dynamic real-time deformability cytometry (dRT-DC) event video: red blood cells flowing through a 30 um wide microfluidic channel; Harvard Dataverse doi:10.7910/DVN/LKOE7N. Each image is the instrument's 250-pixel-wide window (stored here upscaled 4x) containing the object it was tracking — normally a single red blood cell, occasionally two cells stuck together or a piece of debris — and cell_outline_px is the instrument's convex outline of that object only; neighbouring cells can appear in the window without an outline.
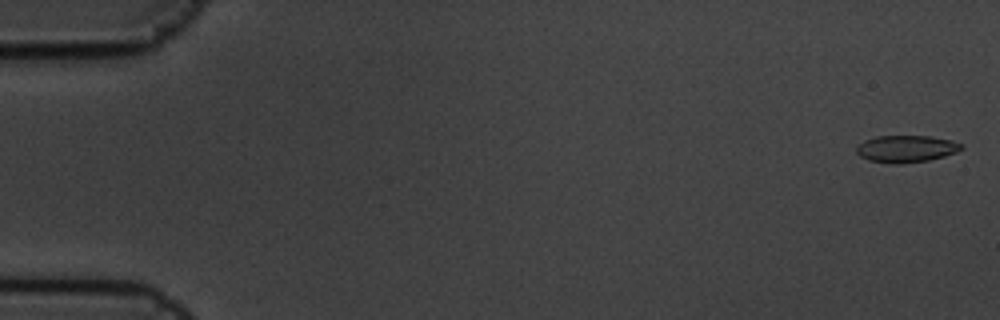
{"species": "common noctule bat (a hibernating species)", "species_latin": "Nyctalus noctula", "temperature_condition": "cold", "stored_images_in_passage": 4, "camera_frame_rate_fps": 3000, "um_per_image_px": 0.085, "animal": {"sex": "male", "body_mass_g": 19.5, "forearm_length_mm": 54.6}, "frame": {"image": 1, "passage_image": 1, "time_ms": 0.0, "image_size_px": [1000, 320], "cell_outline_px": [[964, 148], [956, 152], [944, 156], [928, 160], [904, 164], [896, 164], [868, 160], [860, 156], [856, 152], [856, 148], [864, 140], [876, 136], [928, 136], [952, 140], [964, 144]], "centroid_in_image_um": [77.04, 12.65], "position_along_channel_um": 8.0, "area_um2": 16.59}}